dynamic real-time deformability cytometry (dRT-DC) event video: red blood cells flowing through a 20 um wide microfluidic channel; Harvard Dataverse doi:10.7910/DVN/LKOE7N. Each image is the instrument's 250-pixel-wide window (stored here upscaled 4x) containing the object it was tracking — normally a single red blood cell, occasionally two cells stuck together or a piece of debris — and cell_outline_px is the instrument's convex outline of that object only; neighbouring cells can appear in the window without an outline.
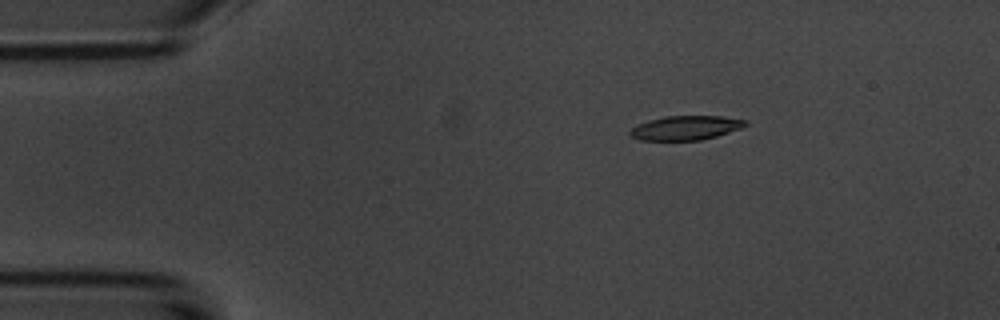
{"species": "common noctule bat (a hibernating species)", "species_latin": "Nyctalus noctula", "temperature_condition": "room temperature", "stored_images_in_passage": 4, "camera_frame_rate_fps": 3000, "um_per_image_px": 0.085, "animal": {"sex": "male", "body_mass_g": 20.1, "forearm_length_mm": 53.5}, "frame": {"image": 1, "passage_image": 2, "time_ms": 2.0, "image_size_px": [1000, 320], "cell_outline_px": [[748, 124], [740, 128], [716, 136], [700, 140], [640, 140], [632, 136], [628, 132], [636, 124], [648, 120], [664, 116], [720, 116], [748, 120]], "centroid_in_image_um": [58.26, 10.86], "position_along_channel_um": 26.7, "area_um2": 16.24}}
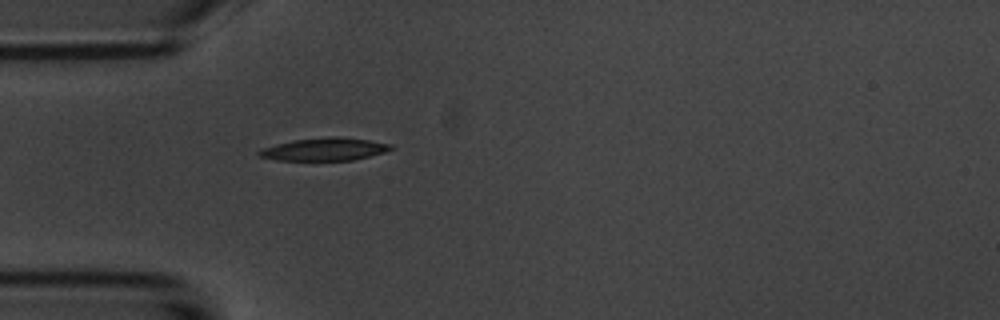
{"frame": {"image": 2, "passage_image": 4, "time_ms": 4.333, "image_size_px": [1000, 320], "cell_outline_px": [[392, 148], [384, 152], [352, 160], [276, 160], [256, 156], [256, 152], [264, 148], [276, 144], [292, 140], [332, 136], [336, 136], [368, 140], [392, 144]], "centroid_in_image_um": [27.53, 12.68], "position_along_channel_um": 57.5, "area_um2": 17.34}}